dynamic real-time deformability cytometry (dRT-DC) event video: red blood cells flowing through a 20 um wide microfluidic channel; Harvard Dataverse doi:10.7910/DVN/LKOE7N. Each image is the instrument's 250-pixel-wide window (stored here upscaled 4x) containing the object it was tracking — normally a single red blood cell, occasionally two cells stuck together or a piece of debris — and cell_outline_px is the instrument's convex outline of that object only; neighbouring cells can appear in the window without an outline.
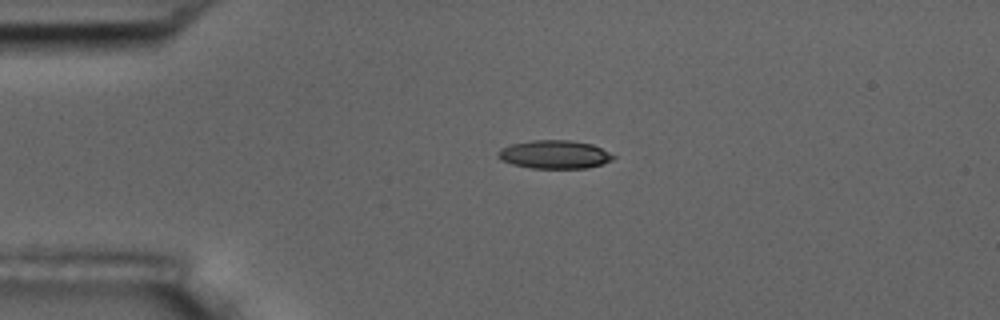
{"species": "common noctule bat (a hibernating species)", "species_latin": "Nyctalus noctula", "temperature_condition": "room temperature", "stored_images_in_passage": 2, "camera_frame_rate_fps": 3000, "um_per_image_px": 0.085, "animal": {"sex": "male", "body_mass_g": 17.5, "forearm_length_mm": 52.3}, "frame": {"image": 1, "passage_image": 1, "time_ms": 0.0, "image_size_px": [1000, 320], "cell_outline_px": [[616, 156], [612, 160], [604, 164], [588, 168], [532, 168], [512, 164], [500, 160], [496, 156], [496, 152], [500, 148], [512, 144], [532, 140], [572, 140], [592, 144]], "centroid_in_image_um": [47.11, 13.13], "position_along_channel_um": 37.9, "area_um2": 19.19}}